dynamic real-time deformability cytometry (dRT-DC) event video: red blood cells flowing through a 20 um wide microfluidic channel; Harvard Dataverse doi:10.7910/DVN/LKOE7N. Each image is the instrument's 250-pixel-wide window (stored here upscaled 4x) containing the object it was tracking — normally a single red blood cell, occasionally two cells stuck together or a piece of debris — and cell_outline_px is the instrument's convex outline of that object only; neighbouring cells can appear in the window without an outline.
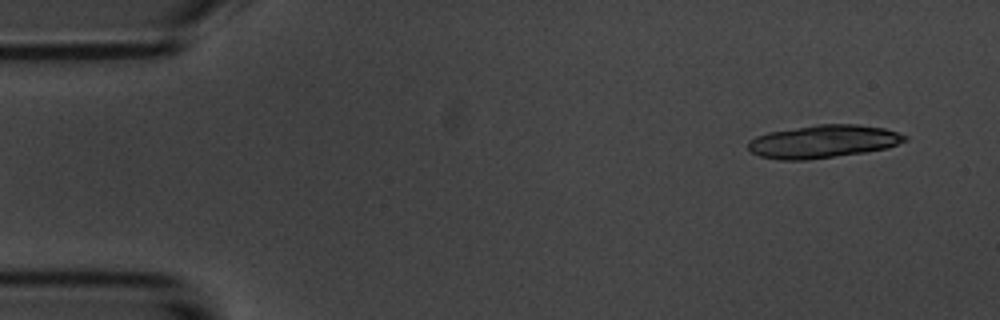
{"species": "common noctule bat (a hibernating species)", "species_latin": "Nyctalus noctula", "temperature_condition": "room temperature", "stored_images_in_passage": 8, "camera_frame_rate_fps": 3000, "um_per_image_px": 0.085, "animal": {"sex": "male", "body_mass_g": 20.1, "forearm_length_mm": 53.5}, "frame": {"image": 1, "passage_image": 1, "time_ms": 0.0, "image_size_px": [1000, 320], "cell_outline_px": [[908, 140], [888, 148], [868, 152], [808, 160], [780, 160], [760, 156], [752, 152], [748, 148], [748, 140], [756, 136], [768, 132], [816, 124], [856, 124], [884, 128], [908, 136]], "centroid_in_image_um": [69.98, 12.03], "position_along_channel_um": 15.0, "area_um2": 30.35}}
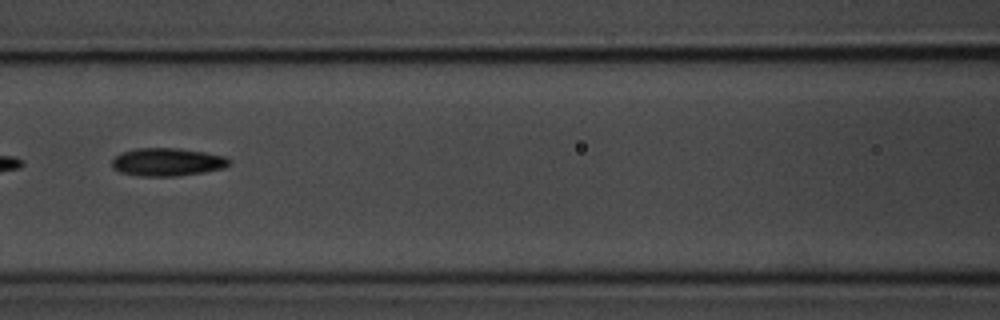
{"frame": {"image": 2, "passage_image": 7, "time_ms": 6.667, "image_size_px": [1000, 320], "cell_outline_px": [[232, 164], [224, 168], [204, 172], [176, 176], [140, 176], [120, 172], [112, 168], [112, 160], [120, 152], [136, 148], [180, 148], [204, 152], [224, 156], [232, 160]], "centroid_in_image_um": [14.23, 13.77], "position_along_channel_um": 152.4, "area_um2": 19.31}}
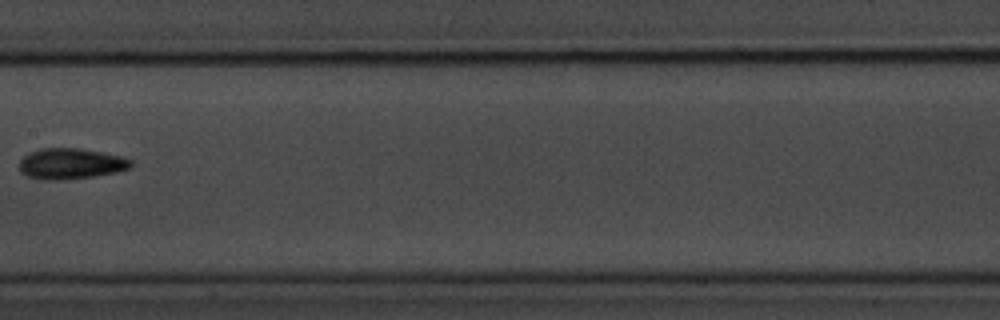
{"frame": {"image": 3, "passage_image": 8, "time_ms": 8.0, "image_size_px": [1000, 320], "cell_outline_px": [[132, 168], [116, 172], [92, 176], [60, 180], [44, 180], [28, 176], [20, 172], [20, 160], [24, 156], [40, 148], [80, 148], [104, 152], [120, 156], [132, 160]], "centroid_in_image_um": [6.03, 13.91], "position_along_channel_um": 201.4, "area_um2": 20.0}}